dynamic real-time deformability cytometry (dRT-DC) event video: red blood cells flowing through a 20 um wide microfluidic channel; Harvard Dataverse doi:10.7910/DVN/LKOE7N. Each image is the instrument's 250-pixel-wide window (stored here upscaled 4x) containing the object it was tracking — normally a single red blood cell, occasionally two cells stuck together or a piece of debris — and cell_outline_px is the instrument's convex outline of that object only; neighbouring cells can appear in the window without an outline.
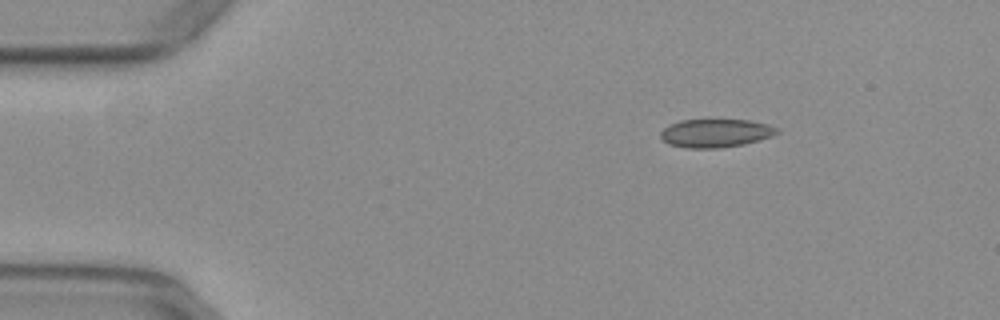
{"species": "common noctule bat (a hibernating species)", "species_latin": "Nyctalus noctula", "temperature_condition": "warm", "stored_images_in_passage": 39, "camera_frame_rate_fps": 3000, "um_per_image_px": 0.085, "animal": {"sex": "female", "body_mass_g": 29.2, "forearm_length_mm": 56.3}, "frame": {"image": 1, "passage_image": 1, "time_ms": 0.0, "image_size_px": [1000, 320], "cell_outline_px": [[780, 132], [772, 136], [760, 140], [744, 144], [720, 148], [688, 148], [668, 144], [660, 136], [660, 132], [664, 128], [680, 120], [748, 120], [768, 124], [780, 128]], "centroid_in_image_um": [60.87, 11.32], "position_along_channel_um": 24.1, "area_um2": 19.25}}
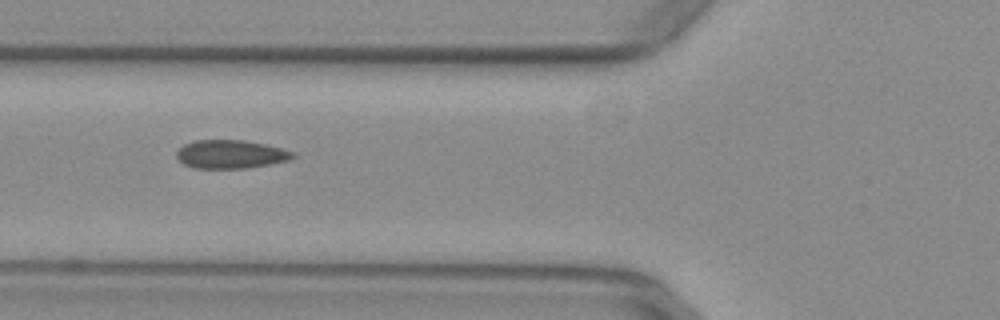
{"frame": {"image": 2, "passage_image": 13, "time_ms": 4.0, "image_size_px": [1000, 320], "cell_outline_px": [[296, 156], [288, 160], [248, 168], [192, 168], [184, 164], [176, 156], [176, 152], [184, 144], [196, 140], [244, 140], [264, 144], [296, 152]], "centroid_in_image_um": [19.6, 13.11], "position_along_channel_um": 106.2, "area_um2": 19.19}}
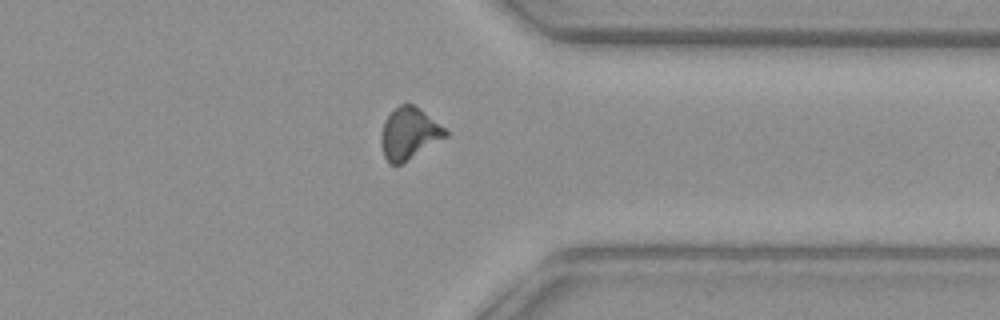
{"frame": {"image": 3, "passage_image": 34, "time_ms": 11.0, "image_size_px": [1000, 320], "cell_outline_px": [[448, 136], [400, 164], [388, 164], [384, 156], [380, 140], [380, 136], [384, 120], [400, 104], [412, 104], [420, 108], [444, 128], [448, 132]], "centroid_in_image_um": [34.75, 11.35], "position_along_channel_um": 376.7, "area_um2": 19.13}, "authors_computed_cell_mechanics": {"area_um2": 19.2474, "velocity_mm_per_s": 3.9321, "shape_relaxation_time_tau1_ms": null, "shape_relaxation_time_tau2_ms": 1.1537, "deformation_change_tau1": null, "deformation_change_tau2": 0.0659}}